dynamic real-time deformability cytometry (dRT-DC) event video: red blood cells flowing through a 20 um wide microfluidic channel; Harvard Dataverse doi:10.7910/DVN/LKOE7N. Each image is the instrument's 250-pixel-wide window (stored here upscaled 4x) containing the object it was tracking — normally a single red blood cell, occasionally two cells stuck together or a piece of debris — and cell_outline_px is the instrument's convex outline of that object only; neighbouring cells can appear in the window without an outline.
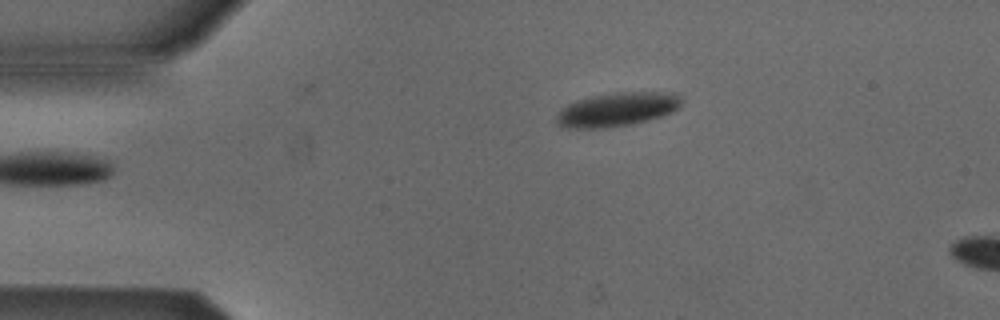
{"species": "Egyptian fruit bat (a non-hibernating species)", "species_latin": "Rousettus aegyptiacus", "temperature_condition": "cold", "stored_images_in_passage": 5, "camera_frame_rate_fps": 3000, "um_per_image_px": 0.085, "animal": {"sex": "male"}, "frame": {"image": 1, "passage_image": 5, "time_ms": 5.0, "image_size_px": [1000, 320], "cell_outline_px": [[680, 104], [672, 112], [648, 120], [632, 124], [604, 128], [564, 128], [556, 124], [556, 112], [560, 108], [576, 100], [592, 96], [616, 92], [676, 92], [680, 96]], "centroid_in_image_um": [52.39, 9.3], "position_along_channel_um": 32.6, "area_um2": 24.8}}